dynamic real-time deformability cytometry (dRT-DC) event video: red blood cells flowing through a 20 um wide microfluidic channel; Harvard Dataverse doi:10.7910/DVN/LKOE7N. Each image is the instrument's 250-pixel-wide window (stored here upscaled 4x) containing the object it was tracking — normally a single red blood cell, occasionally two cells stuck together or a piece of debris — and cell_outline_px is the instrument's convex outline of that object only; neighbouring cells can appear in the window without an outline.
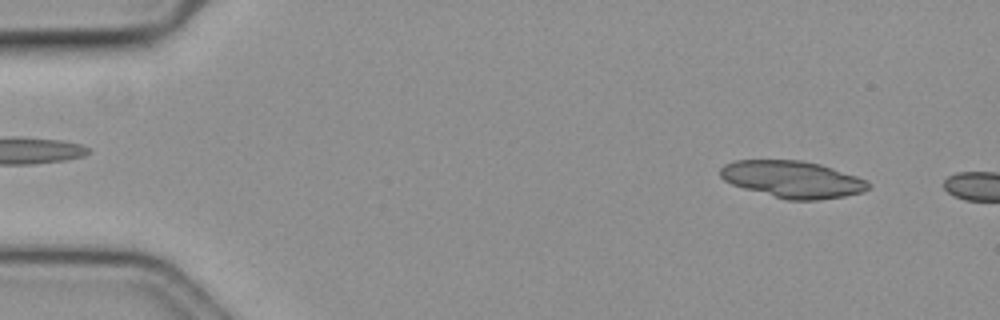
{"species": "common noctule bat (a hibernating species)", "species_latin": "Nyctalus noctula", "temperature_condition": "cold", "stored_images_in_passage": 8, "camera_frame_rate_fps": 3000, "um_per_image_px": 0.085, "animal": {"sex": "female", "body_mass_g": 19.3, "forearm_length_mm": 54.1}, "frame": {"image": 1, "passage_image": 5, "time_ms": 1.333, "image_size_px": [1000, 320], "cell_outline_px": [[872, 184], [868, 188], [860, 192], [844, 196], [816, 200], [788, 200], [744, 188], [732, 184], [724, 180], [720, 176], [720, 168], [724, 164], [732, 160], [800, 160], [820, 164], [868, 180]], "centroid_in_image_um": [67.34, 15.23], "position_along_channel_um": 17.7, "area_um2": 31.67}}